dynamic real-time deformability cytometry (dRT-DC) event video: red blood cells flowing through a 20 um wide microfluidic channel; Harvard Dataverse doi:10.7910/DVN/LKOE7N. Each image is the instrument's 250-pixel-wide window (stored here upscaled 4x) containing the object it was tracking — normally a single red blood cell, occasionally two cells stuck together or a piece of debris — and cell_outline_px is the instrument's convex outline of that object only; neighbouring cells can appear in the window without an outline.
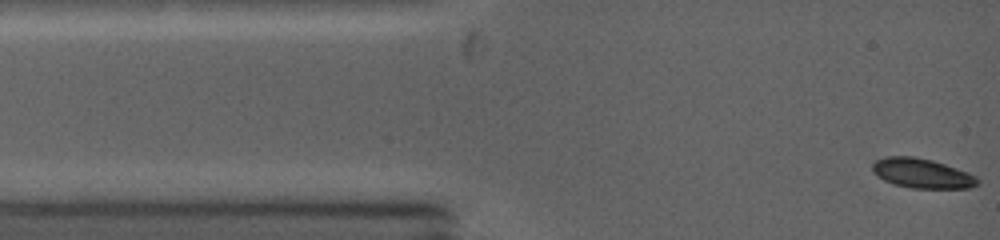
{"species": "common noctule bat (a hibernating species)", "species_latin": "Nyctalus noctula", "temperature_condition": "warm", "stored_images_in_passage": 45, "camera_frame_rate_fps": 5000, "um_per_image_px": 0.085, "animal": {"sex": "female", "body_mass_g": 19.0, "forearm_length_mm": 53.3}, "frame": {"image": 1, "passage_image": 1, "time_ms": 0.0, "image_size_px": [1000, 240], "cell_outline_px": [[980, 184], [968, 188], [912, 188], [892, 184], [876, 176], [872, 172], [872, 164], [876, 160], [884, 156], [912, 156], [932, 160], [968, 172], [976, 176], [980, 180]], "centroid_in_image_um": [78.35, 14.73], "position_along_channel_um": 6.7, "area_um2": 18.32}}
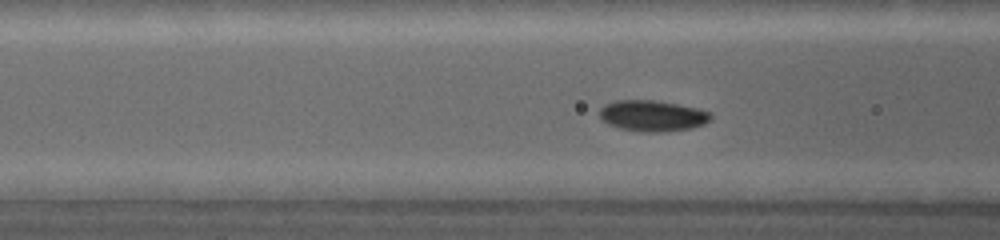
{"frame": {"image": 2, "passage_image": 15, "time_ms": 3.8, "image_size_px": [1000, 240], "cell_outline_px": [[712, 120], [704, 124], [692, 128], [660, 132], [644, 132], [620, 128], [608, 124], [600, 120], [600, 108], [604, 104], [616, 100], [652, 100], [676, 104], [696, 108], [712, 112]], "centroid_in_image_um": [55.46, 9.84], "position_along_channel_um": 111.1, "area_um2": 20.17}}
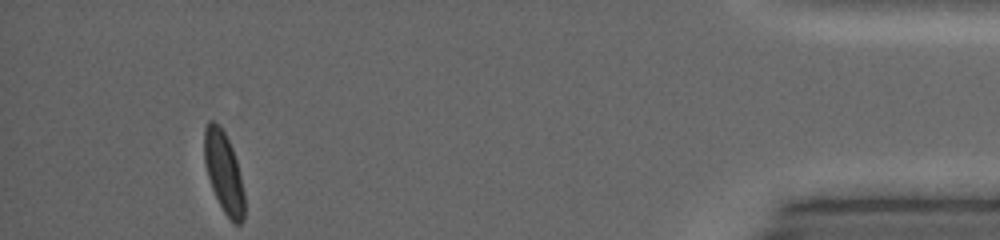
{"frame": {"image": 3, "passage_image": 45, "time_ms": 12.8, "image_size_px": [1000, 240], "cell_outline_px": [[244, 220], [240, 224], [232, 224], [224, 212], [212, 188], [208, 176], [204, 160], [204, 128], [208, 120], [212, 120], [220, 124], [232, 148], [236, 160], [244, 192]], "centroid_in_image_um": [19.01, 14.63], "position_along_channel_um": 416.2, "area_um2": 18.9}, "authors_computed_cell_mechanics": {"area_um2": 19.8832, "velocity_mm_per_s": 4.2824, "shape_relaxation_time_tau1_ms": 1.6879, "shape_relaxation_time_tau2_ms": null, "deformation_change_tau1": 0.1338, "deformation_change_tau2": null}}